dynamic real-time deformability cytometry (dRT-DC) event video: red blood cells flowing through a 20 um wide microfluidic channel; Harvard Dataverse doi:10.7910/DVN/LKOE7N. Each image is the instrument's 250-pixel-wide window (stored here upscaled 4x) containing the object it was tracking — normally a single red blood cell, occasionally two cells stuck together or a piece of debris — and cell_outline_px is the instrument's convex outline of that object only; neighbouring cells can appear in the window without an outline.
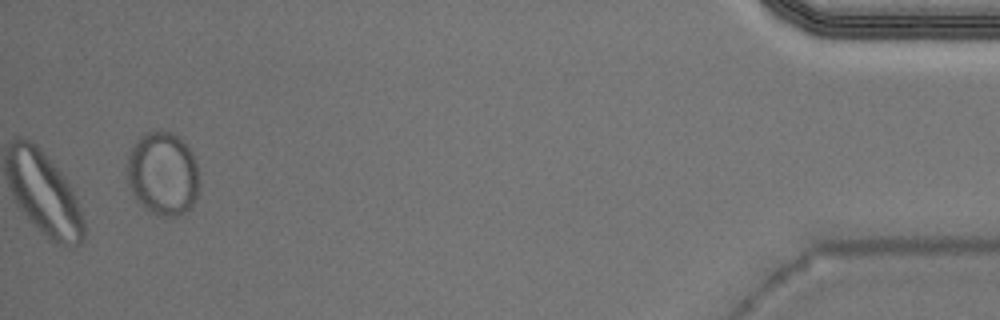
{"species": "Egyptian fruit bat (a non-hibernating species)", "species_latin": "Rousettus aegyptiacus", "temperature_condition": "warm", "stored_images_in_passage": 37, "camera_frame_rate_fps": 3000, "um_per_image_px": 0.085, "animal": {"sex": "male"}, "frame": {"image": 1, "passage_image": 37, "time_ms": 12.0, "image_size_px": [1000, 320], "cell_outline_px": [[200, 184], [192, 208], [176, 216], [156, 216], [148, 212], [136, 200], [128, 184], [128, 152], [140, 136], [144, 132], [172, 132], [192, 152], [200, 176]], "centroid_in_image_um": [13.85, 14.8], "position_along_channel_um": 421.4, "area_um2": 35.32}, "authors_computed_cell_mechanics": {"area_um2": 20.5768, "velocity_mm_per_s": 3.9093, "shape_relaxation_time_tau1_ms": 7.6015, "shape_relaxation_time_tau2_ms": 2.1372, "deformation_change_tau1": 0.1498, "deformation_change_tau2": 0.0636}}